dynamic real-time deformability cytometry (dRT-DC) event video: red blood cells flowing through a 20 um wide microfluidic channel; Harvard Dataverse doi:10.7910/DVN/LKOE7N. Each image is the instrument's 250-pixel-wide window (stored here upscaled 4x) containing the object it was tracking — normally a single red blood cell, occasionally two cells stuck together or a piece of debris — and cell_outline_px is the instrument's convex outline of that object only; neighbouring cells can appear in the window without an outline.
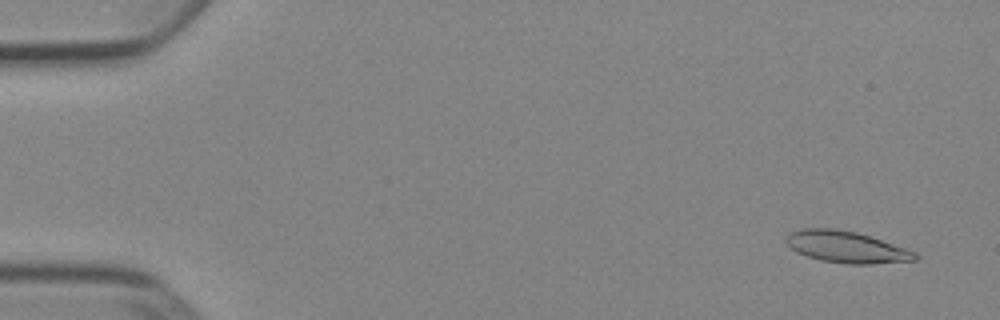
{"species": "Egyptian fruit bat (a non-hibernating species)", "species_latin": "Rousettus aegyptiacus", "temperature_condition": "cold", "stored_images_in_passage": 52, "camera_frame_rate_fps": 3000, "um_per_image_px": 0.085, "animal": {"sex": "female"}, "frame": {"image": 1, "passage_image": 3, "time_ms": 0.667, "image_size_px": [1000, 320], "cell_outline_px": [[920, 256], [916, 260], [872, 264], [848, 264], [820, 260], [796, 252], [784, 240], [792, 232], [800, 228], [836, 228], [856, 232], [916, 252]], "centroid_in_image_um": [71.94, 21.0], "position_along_channel_um": 13.1, "area_um2": 23.52}}
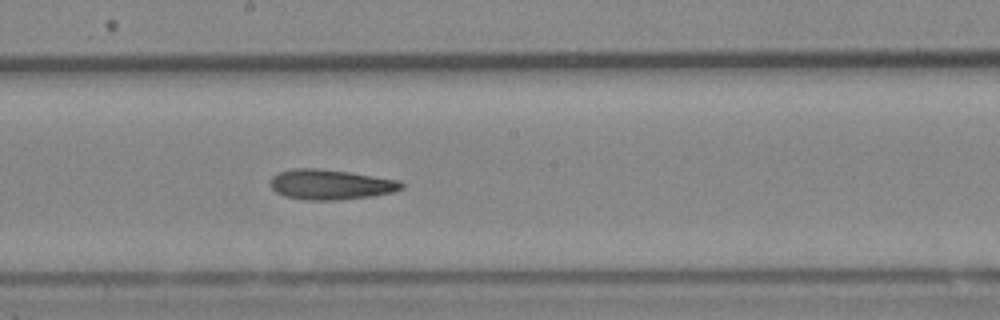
{"frame": {"image": 2, "passage_image": 29, "time_ms": 9.333, "image_size_px": [1000, 320], "cell_outline_px": [[404, 188], [392, 192], [372, 196], [336, 200], [304, 200], [284, 196], [276, 192], [268, 184], [272, 176], [280, 172], [292, 168], [316, 168], [348, 172], [400, 180], [404, 184]], "centroid_in_image_um": [28.08, 15.68], "position_along_channel_um": 220.1, "area_um2": 23.12}}
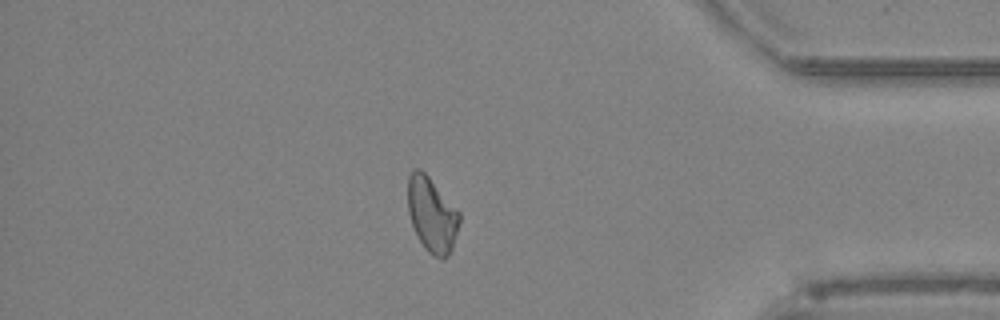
{"frame": {"image": 3, "passage_image": 45, "time_ms": 14.667, "image_size_px": [1000, 320], "cell_outline_px": [[460, 220], [452, 248], [448, 256], [444, 260], [432, 256], [424, 248], [412, 224], [408, 212], [408, 176], [412, 168], [420, 168], [428, 176], [460, 212]], "centroid_in_image_um": [36.71, 18.25], "position_along_channel_um": 398.5, "area_um2": 22.48}, "authors_computed_cell_mechanics": {"area_um2": 22.8021, "velocity_mm_per_s": 3.8872, "shape_relaxation_time_tau1_ms": null, "shape_relaxation_time_tau2_ms": 10.5478, "deformation_change_tau1": null, "deformation_change_tau2": 0.2266}}